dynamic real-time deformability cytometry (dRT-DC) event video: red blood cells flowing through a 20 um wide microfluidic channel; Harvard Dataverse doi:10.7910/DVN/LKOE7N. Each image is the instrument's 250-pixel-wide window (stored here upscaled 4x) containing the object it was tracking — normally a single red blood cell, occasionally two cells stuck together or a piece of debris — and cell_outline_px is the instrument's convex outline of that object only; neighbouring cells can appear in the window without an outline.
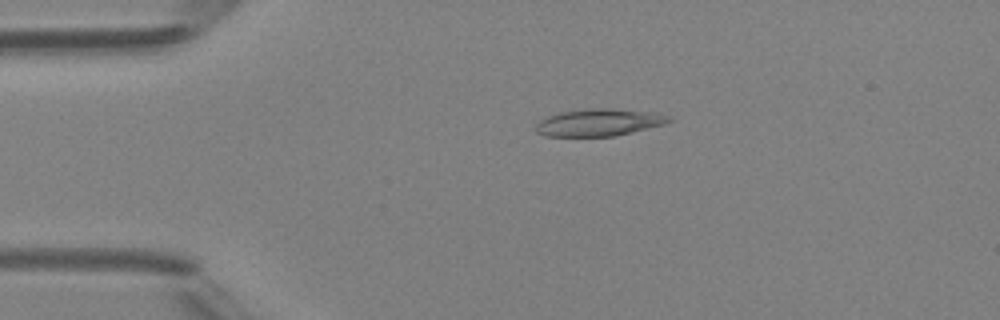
{"species": "Egyptian fruit bat (a non-hibernating species)", "species_latin": "Rousettus aegyptiacus", "temperature_condition": "room temperature", "stored_images_in_passage": 3, "camera_frame_rate_fps": 3000, "um_per_image_px": 0.085, "animal": {"sex": "female"}, "frame": {"image": 1, "passage_image": 3, "time_ms": 2.333, "image_size_px": [1000, 320], "cell_outline_px": [[672, 120], [664, 124], [632, 132], [612, 136], [544, 136], [536, 132], [536, 124], [540, 120], [548, 116], [560, 112], [584, 108], [612, 108], [648, 112], [668, 116]], "centroid_in_image_um": [50.85, 10.4], "position_along_channel_um": 34.1, "area_um2": 20.92}}